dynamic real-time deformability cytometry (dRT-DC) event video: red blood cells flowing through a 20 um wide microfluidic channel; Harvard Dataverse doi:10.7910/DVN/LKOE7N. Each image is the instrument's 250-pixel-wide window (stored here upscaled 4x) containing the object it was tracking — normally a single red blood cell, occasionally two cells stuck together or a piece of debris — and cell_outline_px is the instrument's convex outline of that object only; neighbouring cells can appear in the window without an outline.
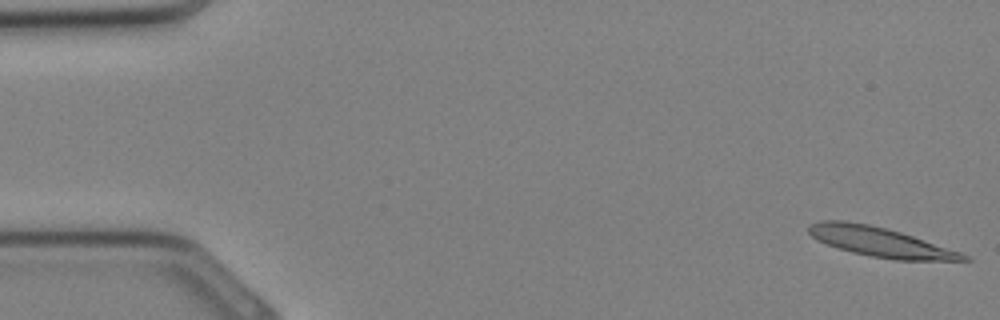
{"species": "Egyptian fruit bat (a non-hibernating species)", "species_latin": "Rousettus aegyptiacus", "temperature_condition": "cold", "stored_images_in_passage": 9, "camera_frame_rate_fps": 3000, "um_per_image_px": 0.085, "animal": {"sex": "female"}, "frame": {"image": 1, "passage_image": 1, "time_ms": 0.0, "image_size_px": [1000, 320], "cell_outline_px": [[972, 260], [892, 260], [852, 252], [828, 244], [812, 236], [808, 232], [808, 224], [820, 220], [844, 220], [868, 224], [900, 232], [960, 252], [968, 256]], "centroid_in_image_um": [74.77, 20.55], "position_along_channel_um": 10.2, "area_um2": 26.13}}